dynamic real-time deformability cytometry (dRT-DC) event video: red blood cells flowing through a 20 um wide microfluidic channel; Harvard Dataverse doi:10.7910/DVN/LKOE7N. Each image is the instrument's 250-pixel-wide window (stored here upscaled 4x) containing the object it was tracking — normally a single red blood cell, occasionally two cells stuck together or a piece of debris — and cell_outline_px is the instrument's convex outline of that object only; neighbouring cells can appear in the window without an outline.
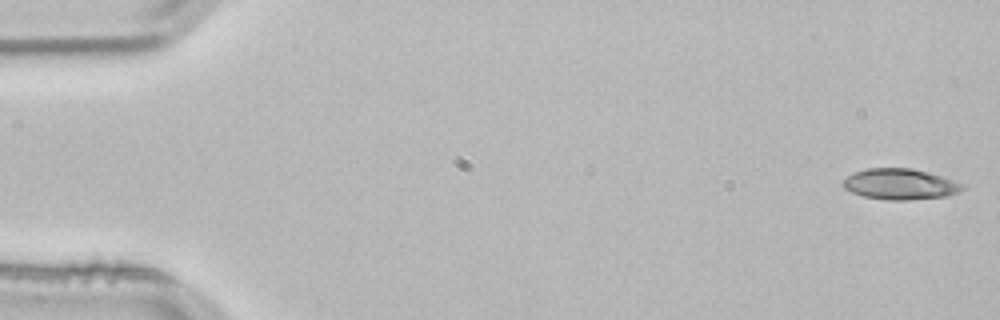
{"species": "common noctule bat (a hibernating species)", "species_latin": "Nyctalus noctula", "temperature_condition": "room temperature", "stored_images_in_passage": 53, "camera_frame_rate_fps": 3000, "um_per_image_px": 0.085, "animal": {"sex": "male", "body_mass_g": 21.5, "forearm_length_mm": 52.0}, "frame": {"image": 1, "passage_image": 1, "time_ms": 0.0, "image_size_px": [1000, 320], "cell_outline_px": [[968, 188], [960, 192], [948, 196], [908, 200], [888, 200], [864, 196], [852, 192], [844, 188], [840, 184], [848, 176], [856, 172], [868, 168], [912, 168], [940, 176], [964, 184]], "centroid_in_image_um": [76.54, 15.66], "position_along_channel_um": 8.5, "area_um2": 21.44}}
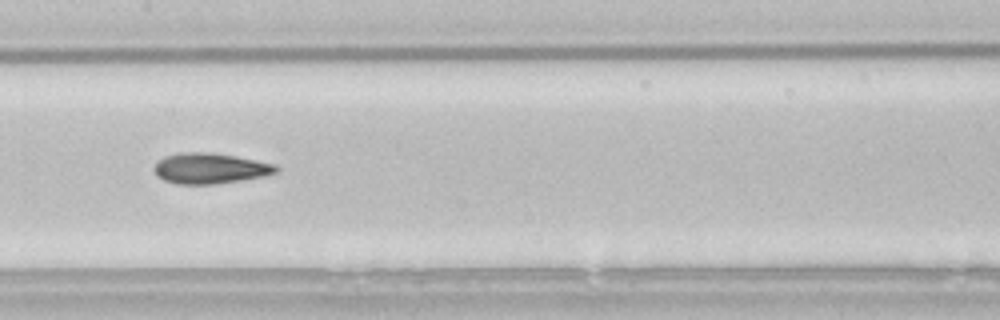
{"frame": {"image": 2, "passage_image": 26, "time_ms": 8.333, "image_size_px": [1000, 320], "cell_outline_px": [[280, 168], [276, 172], [264, 176], [240, 180], [212, 184], [176, 184], [164, 180], [156, 176], [152, 168], [164, 156], [180, 152], [212, 152], [236, 156], [276, 164]], "centroid_in_image_um": [17.84, 14.3], "position_along_channel_um": 189.6, "area_um2": 21.85}}
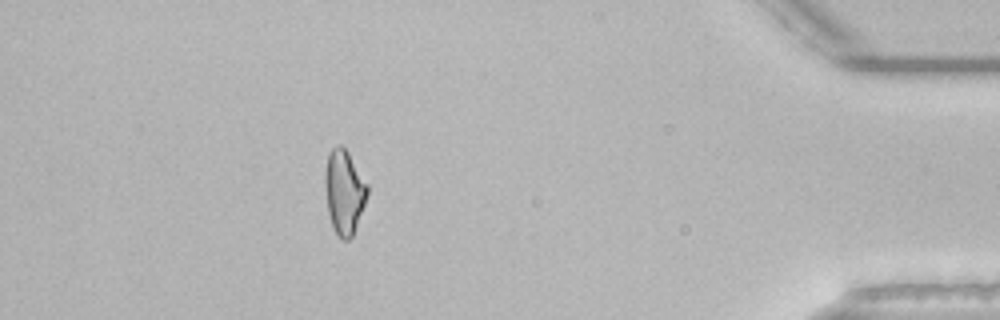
{"frame": {"image": 3, "passage_image": 47, "time_ms": 15.333, "image_size_px": [1000, 320], "cell_outline_px": [[368, 192], [364, 204], [352, 236], [348, 240], [340, 240], [332, 224], [328, 212], [324, 184], [324, 172], [328, 152], [336, 144], [340, 144], [348, 152], [368, 184]], "centroid_in_image_um": [29.23, 16.27], "position_along_channel_um": 406.0, "area_um2": 20.75}, "authors_computed_cell_mechanics": {"area_um2": 21.2126, "velocity_mm_per_s": 3.8287, "shape_relaxation_time_tau1_ms": 8.2432, "shape_relaxation_time_tau2_ms": 4.0995, "deformation_change_tau1": 0.1909, "deformation_change_tau2": 0.1235}}